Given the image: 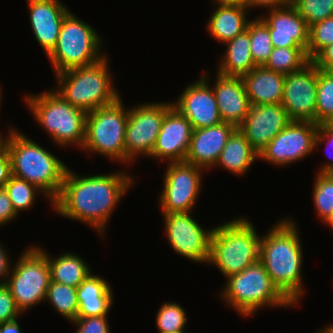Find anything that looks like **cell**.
Returning a JSON list of instances; mask_svg holds the SVG:
<instances>
[{
    "label": "cell",
    "mask_w": 333,
    "mask_h": 333,
    "mask_svg": "<svg viewBox=\"0 0 333 333\" xmlns=\"http://www.w3.org/2000/svg\"><path fill=\"white\" fill-rule=\"evenodd\" d=\"M317 82L318 67L312 61L285 76L282 106L291 120L316 124Z\"/></svg>",
    "instance_id": "obj_15"
},
{
    "label": "cell",
    "mask_w": 333,
    "mask_h": 333,
    "mask_svg": "<svg viewBox=\"0 0 333 333\" xmlns=\"http://www.w3.org/2000/svg\"><path fill=\"white\" fill-rule=\"evenodd\" d=\"M327 124L333 128V117L327 122Z\"/></svg>",
    "instance_id": "obj_51"
},
{
    "label": "cell",
    "mask_w": 333,
    "mask_h": 333,
    "mask_svg": "<svg viewBox=\"0 0 333 333\" xmlns=\"http://www.w3.org/2000/svg\"><path fill=\"white\" fill-rule=\"evenodd\" d=\"M24 100L33 119L58 147H83L87 113L65 101L55 90L26 94Z\"/></svg>",
    "instance_id": "obj_6"
},
{
    "label": "cell",
    "mask_w": 333,
    "mask_h": 333,
    "mask_svg": "<svg viewBox=\"0 0 333 333\" xmlns=\"http://www.w3.org/2000/svg\"><path fill=\"white\" fill-rule=\"evenodd\" d=\"M333 117V76L318 68L316 124L327 123Z\"/></svg>",
    "instance_id": "obj_35"
},
{
    "label": "cell",
    "mask_w": 333,
    "mask_h": 333,
    "mask_svg": "<svg viewBox=\"0 0 333 333\" xmlns=\"http://www.w3.org/2000/svg\"><path fill=\"white\" fill-rule=\"evenodd\" d=\"M312 197L315 214L323 223L333 212V174L316 173Z\"/></svg>",
    "instance_id": "obj_32"
},
{
    "label": "cell",
    "mask_w": 333,
    "mask_h": 333,
    "mask_svg": "<svg viewBox=\"0 0 333 333\" xmlns=\"http://www.w3.org/2000/svg\"><path fill=\"white\" fill-rule=\"evenodd\" d=\"M285 76L257 66L242 76L251 105L282 104Z\"/></svg>",
    "instance_id": "obj_24"
},
{
    "label": "cell",
    "mask_w": 333,
    "mask_h": 333,
    "mask_svg": "<svg viewBox=\"0 0 333 333\" xmlns=\"http://www.w3.org/2000/svg\"><path fill=\"white\" fill-rule=\"evenodd\" d=\"M323 144L326 145L325 151H327L329 159L319 166L317 173L333 174V128L327 123L318 124L315 150H318Z\"/></svg>",
    "instance_id": "obj_38"
},
{
    "label": "cell",
    "mask_w": 333,
    "mask_h": 333,
    "mask_svg": "<svg viewBox=\"0 0 333 333\" xmlns=\"http://www.w3.org/2000/svg\"><path fill=\"white\" fill-rule=\"evenodd\" d=\"M192 125L174 106L165 114L149 158L167 162L184 161L191 141Z\"/></svg>",
    "instance_id": "obj_19"
},
{
    "label": "cell",
    "mask_w": 333,
    "mask_h": 333,
    "mask_svg": "<svg viewBox=\"0 0 333 333\" xmlns=\"http://www.w3.org/2000/svg\"><path fill=\"white\" fill-rule=\"evenodd\" d=\"M34 38L48 56L56 46L65 16L71 11L61 0H27Z\"/></svg>",
    "instance_id": "obj_20"
},
{
    "label": "cell",
    "mask_w": 333,
    "mask_h": 333,
    "mask_svg": "<svg viewBox=\"0 0 333 333\" xmlns=\"http://www.w3.org/2000/svg\"><path fill=\"white\" fill-rule=\"evenodd\" d=\"M317 130L314 122L292 120L260 151L258 161L285 168L312 156Z\"/></svg>",
    "instance_id": "obj_14"
},
{
    "label": "cell",
    "mask_w": 333,
    "mask_h": 333,
    "mask_svg": "<svg viewBox=\"0 0 333 333\" xmlns=\"http://www.w3.org/2000/svg\"><path fill=\"white\" fill-rule=\"evenodd\" d=\"M322 224H325L326 226L329 227V230L333 231V212L332 214L326 219V221Z\"/></svg>",
    "instance_id": "obj_49"
},
{
    "label": "cell",
    "mask_w": 333,
    "mask_h": 333,
    "mask_svg": "<svg viewBox=\"0 0 333 333\" xmlns=\"http://www.w3.org/2000/svg\"><path fill=\"white\" fill-rule=\"evenodd\" d=\"M102 40L96 29L70 11L62 22L56 46L47 56L54 75L104 58L107 54Z\"/></svg>",
    "instance_id": "obj_8"
},
{
    "label": "cell",
    "mask_w": 333,
    "mask_h": 333,
    "mask_svg": "<svg viewBox=\"0 0 333 333\" xmlns=\"http://www.w3.org/2000/svg\"><path fill=\"white\" fill-rule=\"evenodd\" d=\"M2 244L3 243H0V284H6L7 278L10 274L12 261L10 260V253L8 252L7 247Z\"/></svg>",
    "instance_id": "obj_43"
},
{
    "label": "cell",
    "mask_w": 333,
    "mask_h": 333,
    "mask_svg": "<svg viewBox=\"0 0 333 333\" xmlns=\"http://www.w3.org/2000/svg\"><path fill=\"white\" fill-rule=\"evenodd\" d=\"M107 55L98 62L55 74V90L65 101L86 113L116 102L121 96Z\"/></svg>",
    "instance_id": "obj_4"
},
{
    "label": "cell",
    "mask_w": 333,
    "mask_h": 333,
    "mask_svg": "<svg viewBox=\"0 0 333 333\" xmlns=\"http://www.w3.org/2000/svg\"><path fill=\"white\" fill-rule=\"evenodd\" d=\"M226 48L219 60L217 72L225 76H240L257 67L250 50V22L247 29L223 44Z\"/></svg>",
    "instance_id": "obj_26"
},
{
    "label": "cell",
    "mask_w": 333,
    "mask_h": 333,
    "mask_svg": "<svg viewBox=\"0 0 333 333\" xmlns=\"http://www.w3.org/2000/svg\"><path fill=\"white\" fill-rule=\"evenodd\" d=\"M316 333H333V324L326 325L322 329L317 330Z\"/></svg>",
    "instance_id": "obj_48"
},
{
    "label": "cell",
    "mask_w": 333,
    "mask_h": 333,
    "mask_svg": "<svg viewBox=\"0 0 333 333\" xmlns=\"http://www.w3.org/2000/svg\"><path fill=\"white\" fill-rule=\"evenodd\" d=\"M173 107L172 102H145L128 108L125 132L126 164L137 158L151 155L156 144L165 114Z\"/></svg>",
    "instance_id": "obj_11"
},
{
    "label": "cell",
    "mask_w": 333,
    "mask_h": 333,
    "mask_svg": "<svg viewBox=\"0 0 333 333\" xmlns=\"http://www.w3.org/2000/svg\"><path fill=\"white\" fill-rule=\"evenodd\" d=\"M46 301L56 313L58 312L69 322L77 318L79 305L77 288L50 280L45 303Z\"/></svg>",
    "instance_id": "obj_29"
},
{
    "label": "cell",
    "mask_w": 333,
    "mask_h": 333,
    "mask_svg": "<svg viewBox=\"0 0 333 333\" xmlns=\"http://www.w3.org/2000/svg\"><path fill=\"white\" fill-rule=\"evenodd\" d=\"M310 60L301 47L273 48L264 67L287 75L301 70Z\"/></svg>",
    "instance_id": "obj_30"
},
{
    "label": "cell",
    "mask_w": 333,
    "mask_h": 333,
    "mask_svg": "<svg viewBox=\"0 0 333 333\" xmlns=\"http://www.w3.org/2000/svg\"><path fill=\"white\" fill-rule=\"evenodd\" d=\"M291 121L282 104L250 105L247 116L237 128L259 154Z\"/></svg>",
    "instance_id": "obj_18"
},
{
    "label": "cell",
    "mask_w": 333,
    "mask_h": 333,
    "mask_svg": "<svg viewBox=\"0 0 333 333\" xmlns=\"http://www.w3.org/2000/svg\"><path fill=\"white\" fill-rule=\"evenodd\" d=\"M219 2H224V3H237V4H244L246 0H216Z\"/></svg>",
    "instance_id": "obj_50"
},
{
    "label": "cell",
    "mask_w": 333,
    "mask_h": 333,
    "mask_svg": "<svg viewBox=\"0 0 333 333\" xmlns=\"http://www.w3.org/2000/svg\"><path fill=\"white\" fill-rule=\"evenodd\" d=\"M327 72L333 76V66H331V67L327 70Z\"/></svg>",
    "instance_id": "obj_52"
},
{
    "label": "cell",
    "mask_w": 333,
    "mask_h": 333,
    "mask_svg": "<svg viewBox=\"0 0 333 333\" xmlns=\"http://www.w3.org/2000/svg\"><path fill=\"white\" fill-rule=\"evenodd\" d=\"M6 150L11 160L12 175L35 185L53 206L69 166L18 128L10 132Z\"/></svg>",
    "instance_id": "obj_3"
},
{
    "label": "cell",
    "mask_w": 333,
    "mask_h": 333,
    "mask_svg": "<svg viewBox=\"0 0 333 333\" xmlns=\"http://www.w3.org/2000/svg\"><path fill=\"white\" fill-rule=\"evenodd\" d=\"M166 168L158 197L161 213L194 212L206 171L186 161L168 162Z\"/></svg>",
    "instance_id": "obj_12"
},
{
    "label": "cell",
    "mask_w": 333,
    "mask_h": 333,
    "mask_svg": "<svg viewBox=\"0 0 333 333\" xmlns=\"http://www.w3.org/2000/svg\"><path fill=\"white\" fill-rule=\"evenodd\" d=\"M237 129L227 122L193 129L190 146L184 161L205 171L213 169L229 137Z\"/></svg>",
    "instance_id": "obj_21"
},
{
    "label": "cell",
    "mask_w": 333,
    "mask_h": 333,
    "mask_svg": "<svg viewBox=\"0 0 333 333\" xmlns=\"http://www.w3.org/2000/svg\"><path fill=\"white\" fill-rule=\"evenodd\" d=\"M18 319L0 323V333H22L23 331L18 323L19 321H17Z\"/></svg>",
    "instance_id": "obj_46"
},
{
    "label": "cell",
    "mask_w": 333,
    "mask_h": 333,
    "mask_svg": "<svg viewBox=\"0 0 333 333\" xmlns=\"http://www.w3.org/2000/svg\"><path fill=\"white\" fill-rule=\"evenodd\" d=\"M261 235L247 217H237L213 227L208 266L223 278L242 272L259 260Z\"/></svg>",
    "instance_id": "obj_5"
},
{
    "label": "cell",
    "mask_w": 333,
    "mask_h": 333,
    "mask_svg": "<svg viewBox=\"0 0 333 333\" xmlns=\"http://www.w3.org/2000/svg\"><path fill=\"white\" fill-rule=\"evenodd\" d=\"M288 3H290V0H246V2L243 5L249 11H251L252 8H254L255 10L260 7L261 9L265 10L274 7L284 6Z\"/></svg>",
    "instance_id": "obj_45"
},
{
    "label": "cell",
    "mask_w": 333,
    "mask_h": 333,
    "mask_svg": "<svg viewBox=\"0 0 333 333\" xmlns=\"http://www.w3.org/2000/svg\"><path fill=\"white\" fill-rule=\"evenodd\" d=\"M51 281L77 288L92 273L91 266L77 253L65 252L53 257L46 251Z\"/></svg>",
    "instance_id": "obj_28"
},
{
    "label": "cell",
    "mask_w": 333,
    "mask_h": 333,
    "mask_svg": "<svg viewBox=\"0 0 333 333\" xmlns=\"http://www.w3.org/2000/svg\"><path fill=\"white\" fill-rule=\"evenodd\" d=\"M124 171L85 176L68 167L52 210L62 217L88 225L103 237L111 214L136 183V177L133 178L126 169Z\"/></svg>",
    "instance_id": "obj_1"
},
{
    "label": "cell",
    "mask_w": 333,
    "mask_h": 333,
    "mask_svg": "<svg viewBox=\"0 0 333 333\" xmlns=\"http://www.w3.org/2000/svg\"><path fill=\"white\" fill-rule=\"evenodd\" d=\"M77 317L105 316L114 304L112 286L102 276L90 273L77 287Z\"/></svg>",
    "instance_id": "obj_25"
},
{
    "label": "cell",
    "mask_w": 333,
    "mask_h": 333,
    "mask_svg": "<svg viewBox=\"0 0 333 333\" xmlns=\"http://www.w3.org/2000/svg\"><path fill=\"white\" fill-rule=\"evenodd\" d=\"M124 106L120 97L113 104L87 113L82 151L99 154L126 165L125 132L128 106Z\"/></svg>",
    "instance_id": "obj_9"
},
{
    "label": "cell",
    "mask_w": 333,
    "mask_h": 333,
    "mask_svg": "<svg viewBox=\"0 0 333 333\" xmlns=\"http://www.w3.org/2000/svg\"><path fill=\"white\" fill-rule=\"evenodd\" d=\"M44 249L42 245H28L15 264L12 262L5 285L22 314L46 300L51 276Z\"/></svg>",
    "instance_id": "obj_10"
},
{
    "label": "cell",
    "mask_w": 333,
    "mask_h": 333,
    "mask_svg": "<svg viewBox=\"0 0 333 333\" xmlns=\"http://www.w3.org/2000/svg\"><path fill=\"white\" fill-rule=\"evenodd\" d=\"M250 50L256 66H264L273 51L268 27L258 17L250 21Z\"/></svg>",
    "instance_id": "obj_34"
},
{
    "label": "cell",
    "mask_w": 333,
    "mask_h": 333,
    "mask_svg": "<svg viewBox=\"0 0 333 333\" xmlns=\"http://www.w3.org/2000/svg\"><path fill=\"white\" fill-rule=\"evenodd\" d=\"M1 90H2V88L0 87V108L2 107V106H1V103H2V99H3V98H2V95H3V94H2V91H1Z\"/></svg>",
    "instance_id": "obj_53"
},
{
    "label": "cell",
    "mask_w": 333,
    "mask_h": 333,
    "mask_svg": "<svg viewBox=\"0 0 333 333\" xmlns=\"http://www.w3.org/2000/svg\"><path fill=\"white\" fill-rule=\"evenodd\" d=\"M70 323L75 326V333H111L108 315L77 317Z\"/></svg>",
    "instance_id": "obj_39"
},
{
    "label": "cell",
    "mask_w": 333,
    "mask_h": 333,
    "mask_svg": "<svg viewBox=\"0 0 333 333\" xmlns=\"http://www.w3.org/2000/svg\"><path fill=\"white\" fill-rule=\"evenodd\" d=\"M225 280L223 288L218 293L219 297L226 306L228 305L245 319L264 307L294 308V305L272 283L260 260Z\"/></svg>",
    "instance_id": "obj_7"
},
{
    "label": "cell",
    "mask_w": 333,
    "mask_h": 333,
    "mask_svg": "<svg viewBox=\"0 0 333 333\" xmlns=\"http://www.w3.org/2000/svg\"><path fill=\"white\" fill-rule=\"evenodd\" d=\"M12 176L11 160L8 151L5 149L0 154V188L10 180Z\"/></svg>",
    "instance_id": "obj_44"
},
{
    "label": "cell",
    "mask_w": 333,
    "mask_h": 333,
    "mask_svg": "<svg viewBox=\"0 0 333 333\" xmlns=\"http://www.w3.org/2000/svg\"><path fill=\"white\" fill-rule=\"evenodd\" d=\"M155 318L158 333L187 332L185 330L188 322L186 311L176 301L161 304Z\"/></svg>",
    "instance_id": "obj_33"
},
{
    "label": "cell",
    "mask_w": 333,
    "mask_h": 333,
    "mask_svg": "<svg viewBox=\"0 0 333 333\" xmlns=\"http://www.w3.org/2000/svg\"><path fill=\"white\" fill-rule=\"evenodd\" d=\"M312 62L320 69L327 71L333 66V44L324 48Z\"/></svg>",
    "instance_id": "obj_42"
},
{
    "label": "cell",
    "mask_w": 333,
    "mask_h": 333,
    "mask_svg": "<svg viewBox=\"0 0 333 333\" xmlns=\"http://www.w3.org/2000/svg\"><path fill=\"white\" fill-rule=\"evenodd\" d=\"M210 73L203 72L195 82H190L172 102L173 106L185 116L193 129L218 125L222 122L218 105L210 86Z\"/></svg>",
    "instance_id": "obj_16"
},
{
    "label": "cell",
    "mask_w": 333,
    "mask_h": 333,
    "mask_svg": "<svg viewBox=\"0 0 333 333\" xmlns=\"http://www.w3.org/2000/svg\"><path fill=\"white\" fill-rule=\"evenodd\" d=\"M258 160V153L237 128L229 137L215 167H220L233 175L243 176Z\"/></svg>",
    "instance_id": "obj_27"
},
{
    "label": "cell",
    "mask_w": 333,
    "mask_h": 333,
    "mask_svg": "<svg viewBox=\"0 0 333 333\" xmlns=\"http://www.w3.org/2000/svg\"><path fill=\"white\" fill-rule=\"evenodd\" d=\"M19 215L15 212L11 200L4 188H0V226L15 220Z\"/></svg>",
    "instance_id": "obj_41"
},
{
    "label": "cell",
    "mask_w": 333,
    "mask_h": 333,
    "mask_svg": "<svg viewBox=\"0 0 333 333\" xmlns=\"http://www.w3.org/2000/svg\"><path fill=\"white\" fill-rule=\"evenodd\" d=\"M308 26L333 16V0H290Z\"/></svg>",
    "instance_id": "obj_37"
},
{
    "label": "cell",
    "mask_w": 333,
    "mask_h": 333,
    "mask_svg": "<svg viewBox=\"0 0 333 333\" xmlns=\"http://www.w3.org/2000/svg\"><path fill=\"white\" fill-rule=\"evenodd\" d=\"M330 44H333V16L309 26L308 59L312 61Z\"/></svg>",
    "instance_id": "obj_36"
},
{
    "label": "cell",
    "mask_w": 333,
    "mask_h": 333,
    "mask_svg": "<svg viewBox=\"0 0 333 333\" xmlns=\"http://www.w3.org/2000/svg\"><path fill=\"white\" fill-rule=\"evenodd\" d=\"M257 17L268 27L273 48L301 47L307 54L309 26L290 3Z\"/></svg>",
    "instance_id": "obj_17"
},
{
    "label": "cell",
    "mask_w": 333,
    "mask_h": 333,
    "mask_svg": "<svg viewBox=\"0 0 333 333\" xmlns=\"http://www.w3.org/2000/svg\"><path fill=\"white\" fill-rule=\"evenodd\" d=\"M296 221L284 217L261 235L259 260L272 283L296 307L305 295L303 246Z\"/></svg>",
    "instance_id": "obj_2"
},
{
    "label": "cell",
    "mask_w": 333,
    "mask_h": 333,
    "mask_svg": "<svg viewBox=\"0 0 333 333\" xmlns=\"http://www.w3.org/2000/svg\"><path fill=\"white\" fill-rule=\"evenodd\" d=\"M3 188L7 192L12 206L18 215L22 211L31 209L40 194L47 201H50L35 185L13 175Z\"/></svg>",
    "instance_id": "obj_31"
},
{
    "label": "cell",
    "mask_w": 333,
    "mask_h": 333,
    "mask_svg": "<svg viewBox=\"0 0 333 333\" xmlns=\"http://www.w3.org/2000/svg\"><path fill=\"white\" fill-rule=\"evenodd\" d=\"M13 128L14 126L10 125L6 131V135L1 134L2 132L0 131V154L6 149L7 140Z\"/></svg>",
    "instance_id": "obj_47"
},
{
    "label": "cell",
    "mask_w": 333,
    "mask_h": 333,
    "mask_svg": "<svg viewBox=\"0 0 333 333\" xmlns=\"http://www.w3.org/2000/svg\"><path fill=\"white\" fill-rule=\"evenodd\" d=\"M216 7L209 16L207 32L222 45L244 32L249 22V10L243 4L224 3L212 0Z\"/></svg>",
    "instance_id": "obj_23"
},
{
    "label": "cell",
    "mask_w": 333,
    "mask_h": 333,
    "mask_svg": "<svg viewBox=\"0 0 333 333\" xmlns=\"http://www.w3.org/2000/svg\"><path fill=\"white\" fill-rule=\"evenodd\" d=\"M161 215L166 240L174 252L192 262L208 264L213 227L205 229L194 218L192 212H173Z\"/></svg>",
    "instance_id": "obj_13"
},
{
    "label": "cell",
    "mask_w": 333,
    "mask_h": 333,
    "mask_svg": "<svg viewBox=\"0 0 333 333\" xmlns=\"http://www.w3.org/2000/svg\"><path fill=\"white\" fill-rule=\"evenodd\" d=\"M21 315L9 288L5 284H0V323L12 321Z\"/></svg>",
    "instance_id": "obj_40"
},
{
    "label": "cell",
    "mask_w": 333,
    "mask_h": 333,
    "mask_svg": "<svg viewBox=\"0 0 333 333\" xmlns=\"http://www.w3.org/2000/svg\"><path fill=\"white\" fill-rule=\"evenodd\" d=\"M212 86L222 122L238 127L249 112L250 101L240 76H225L215 72Z\"/></svg>",
    "instance_id": "obj_22"
}]
</instances>
